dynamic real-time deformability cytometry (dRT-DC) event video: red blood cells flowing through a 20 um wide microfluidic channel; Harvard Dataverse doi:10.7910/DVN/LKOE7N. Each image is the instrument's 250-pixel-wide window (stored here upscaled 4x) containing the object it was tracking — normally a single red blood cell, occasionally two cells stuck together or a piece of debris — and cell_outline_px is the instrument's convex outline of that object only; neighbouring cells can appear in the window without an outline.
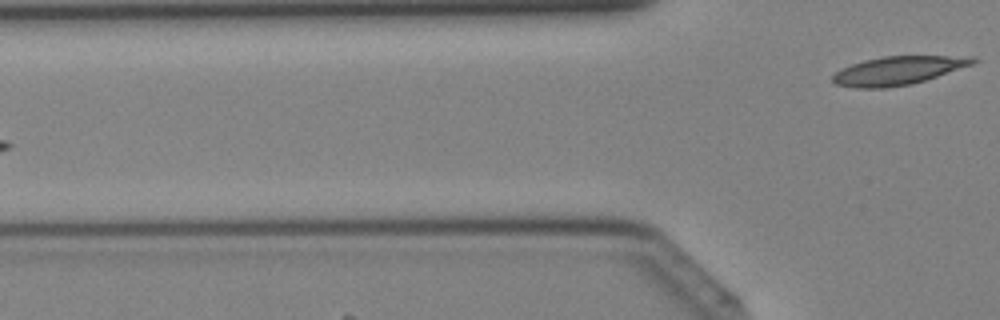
{"species": "Egyptian fruit bat (a non-hibernating species)", "species_latin": "Rousettus aegyptiacus", "temperature_condition": "cold", "stored_images_in_passage": 4, "camera_frame_rate_fps": 3000, "um_per_image_px": 0.085, "animal": {"sex": "female"}, "frame": {"image": 1, "passage_image": 4, "time_ms": 1.0, "image_size_px": [1000, 320], "cell_outline_px": [[980, 60], [972, 64], [912, 84], [884, 88], [856, 88], [836, 84], [832, 80], [832, 76], [836, 72], [852, 64], [864, 60], [884, 56], [972, 56]], "centroid_in_image_um": [76.33, 5.99], "position_along_channel_um": 49.5, "area_um2": 22.95}}